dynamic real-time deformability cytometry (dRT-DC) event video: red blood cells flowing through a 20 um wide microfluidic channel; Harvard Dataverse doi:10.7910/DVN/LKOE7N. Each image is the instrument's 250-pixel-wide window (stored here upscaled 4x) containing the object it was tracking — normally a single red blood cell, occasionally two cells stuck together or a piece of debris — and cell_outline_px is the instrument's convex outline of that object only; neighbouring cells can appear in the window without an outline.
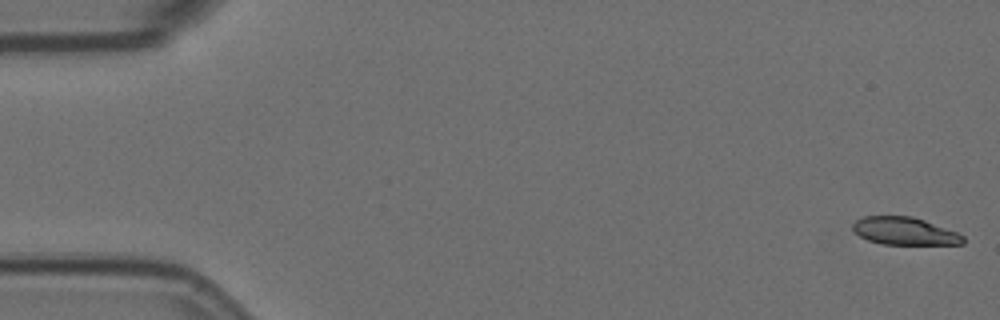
{"species": "Egyptian fruit bat (a non-hibernating species)", "species_latin": "Rousettus aegyptiacus", "temperature_condition": "room temperature", "stored_images_in_passage": 8, "camera_frame_rate_fps": 3000, "um_per_image_px": 0.085, "animal": {"sex": "female"}, "frame": {"image": 1, "passage_image": 1, "time_ms": 0.0, "image_size_px": [1000, 320], "cell_outline_px": [[964, 244], [884, 244], [868, 240], [860, 236], [852, 228], [852, 224], [856, 220], [864, 216], [912, 216], [924, 220], [956, 232], [964, 236]], "centroid_in_image_um": [76.88, 19.64], "position_along_channel_um": 8.1, "area_um2": 17.57}}